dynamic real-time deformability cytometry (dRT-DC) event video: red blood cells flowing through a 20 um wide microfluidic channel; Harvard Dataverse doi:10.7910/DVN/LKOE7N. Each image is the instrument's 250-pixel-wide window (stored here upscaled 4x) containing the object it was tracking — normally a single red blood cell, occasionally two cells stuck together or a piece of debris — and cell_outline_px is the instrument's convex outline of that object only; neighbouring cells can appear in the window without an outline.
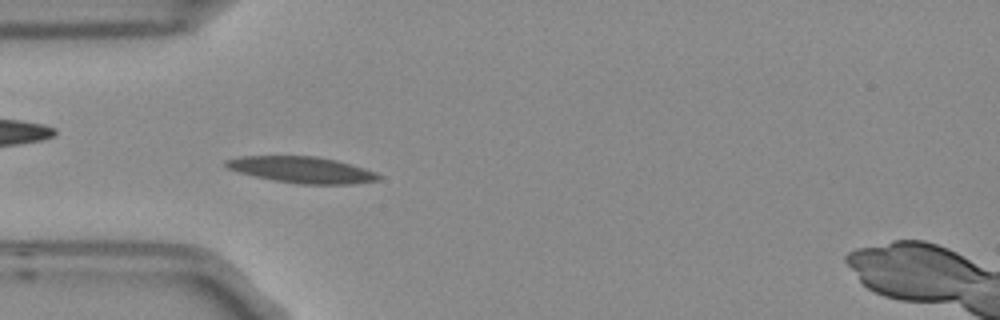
{"species": "Egyptian fruit bat (a non-hibernating species)", "species_latin": "Rousettus aegyptiacus", "temperature_condition": "room temperature", "stored_images_in_passage": 4, "camera_frame_rate_fps": 3000, "um_per_image_px": 0.085, "frame": {"image": 1, "passage_image": 4, "time_ms": 1.0, "image_size_px": [1000, 320], "cell_outline_px": [[380, 180], [352, 184], [296, 184], [256, 176], [240, 172], [228, 168], [224, 164], [224, 160], [240, 156], [316, 156], [336, 160], [364, 168], [376, 172], [380, 176]], "centroid_in_image_um": [25.67, 14.43], "position_along_channel_um": 59.3, "area_um2": 23.24}}